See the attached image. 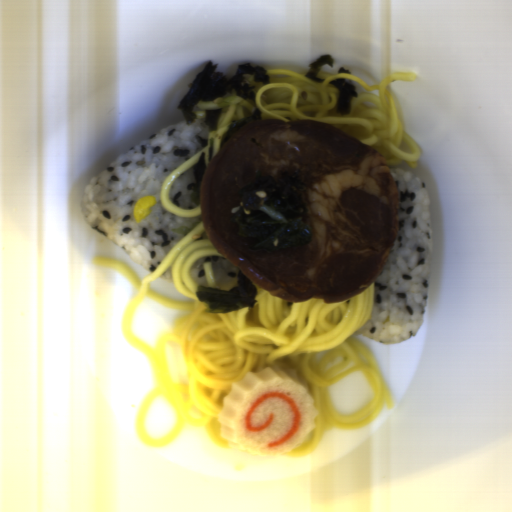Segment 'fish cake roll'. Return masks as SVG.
I'll use <instances>...</instances> for the list:
<instances>
[{
  "label": "fish cake roll",
  "instance_id": "1",
  "mask_svg": "<svg viewBox=\"0 0 512 512\" xmlns=\"http://www.w3.org/2000/svg\"><path fill=\"white\" fill-rule=\"evenodd\" d=\"M318 415L295 370L265 367L232 384L218 414L219 435L243 455H281L309 443Z\"/></svg>",
  "mask_w": 512,
  "mask_h": 512
}]
</instances>
